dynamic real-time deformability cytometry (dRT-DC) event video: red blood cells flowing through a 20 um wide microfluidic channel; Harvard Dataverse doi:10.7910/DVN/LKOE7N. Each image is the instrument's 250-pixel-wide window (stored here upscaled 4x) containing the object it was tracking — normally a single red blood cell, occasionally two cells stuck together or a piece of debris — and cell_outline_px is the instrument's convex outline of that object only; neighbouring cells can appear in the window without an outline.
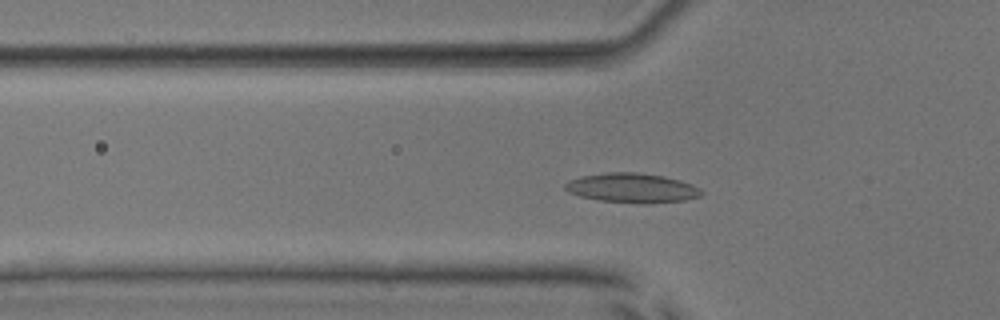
{"species": "common noctule bat (a hibernating species)", "species_latin": "Nyctalus noctula", "temperature_condition": "room temperature", "stored_images_in_passage": 51, "camera_frame_rate_fps": 3000, "um_per_image_px": 0.085, "animal": {"sex": "male", "body_mass_g": 17.9, "forearm_length_mm": 54.2}, "frame": {"image": 1, "passage_image": 15, "time_ms": 4.667, "image_size_px": [1000, 320], "cell_outline_px": [[704, 192], [700, 196], [684, 200], [648, 204], [640, 204], [600, 200], [580, 196], [568, 192], [564, 188], [564, 184], [568, 180], [584, 176], [604, 172], [636, 172], [664, 176], [680, 180], [692, 184], [700, 188]], "centroid_in_image_um": [53.74, 15.98], "position_along_channel_um": 72.1, "area_um2": 23.58}}
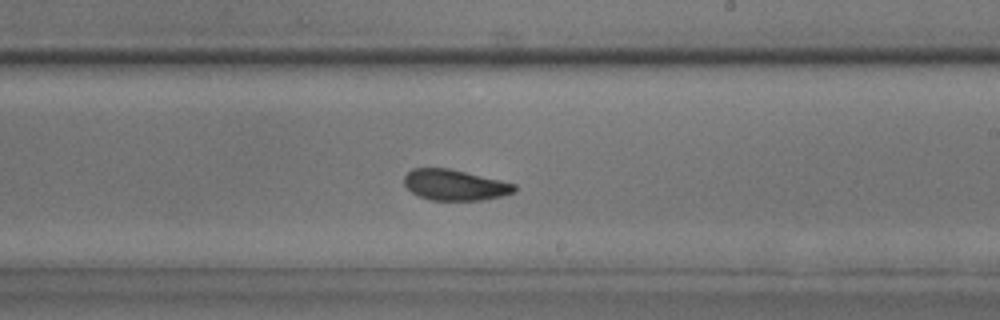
{"frame": {"image": 2, "passage_image": 29, "time_ms": 9.333, "image_size_px": [1000, 320], "cell_outline_px": [[520, 188], [516, 192], [484, 200], [432, 200], [420, 196], [412, 192], [404, 184], [404, 176], [412, 168], [448, 168], [500, 180], [516, 184]], "centroid_in_image_um": [38.69, 15.72], "position_along_channel_um": 250.3, "area_um2": 19.77}}
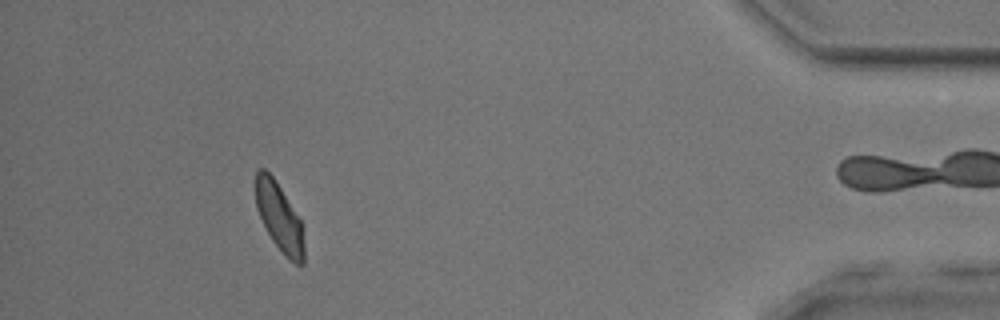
{"frame": {"image": 3, "passage_image": 46, "time_ms": 15.0, "image_size_px": [1000, 320], "cell_outline_px": [[304, 264], [296, 264], [272, 240], [256, 208], [252, 184], [256, 172], [260, 168], [264, 168], [276, 180], [300, 220], [304, 228]], "centroid_in_image_um": [23.7, 18.37], "position_along_channel_um": 411.5, "area_um2": 19.36}, "authors_computed_cell_mechanics": {"area_um2": 20.4034, "velocity_mm_per_s": 3.8338, "shape_relaxation_time_tau1_ms": 3.9338, "shape_relaxation_time_tau2_ms": 2.4892, "deformation_change_tau1": 0.0997, "deformation_change_tau2": 0.0796}}